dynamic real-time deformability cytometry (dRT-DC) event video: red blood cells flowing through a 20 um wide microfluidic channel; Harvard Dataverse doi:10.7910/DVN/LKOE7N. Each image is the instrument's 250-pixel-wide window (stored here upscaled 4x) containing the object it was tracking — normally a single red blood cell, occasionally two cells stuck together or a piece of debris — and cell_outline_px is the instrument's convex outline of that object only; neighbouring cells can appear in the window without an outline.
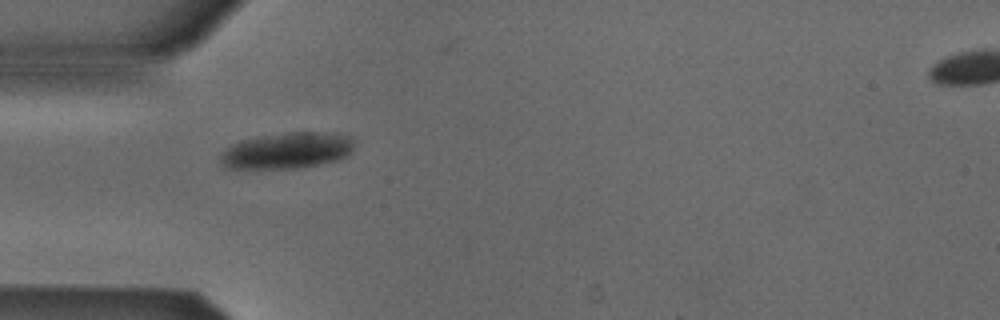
{"species": "Egyptian fruit bat (a non-hibernating species)", "species_latin": "Rousettus aegyptiacus", "temperature_condition": "cold", "stored_images_in_passage": 28, "camera_frame_rate_fps": 3000, "um_per_image_px": 0.085, "animal": {"sex": "male"}, "frame": {"image": 1, "passage_image": 1, "time_ms": 0.0, "image_size_px": [1000, 320], "cell_outline_px": [[352, 152], [348, 156], [336, 160], [320, 164], [296, 168], [224, 168], [220, 164], [220, 152], [224, 148], [232, 144], [244, 140], [260, 136], [288, 132], [336, 132], [348, 136], [352, 140]], "centroid_in_image_um": [24.38, 12.79], "position_along_channel_um": 60.6, "area_um2": 28.32}}
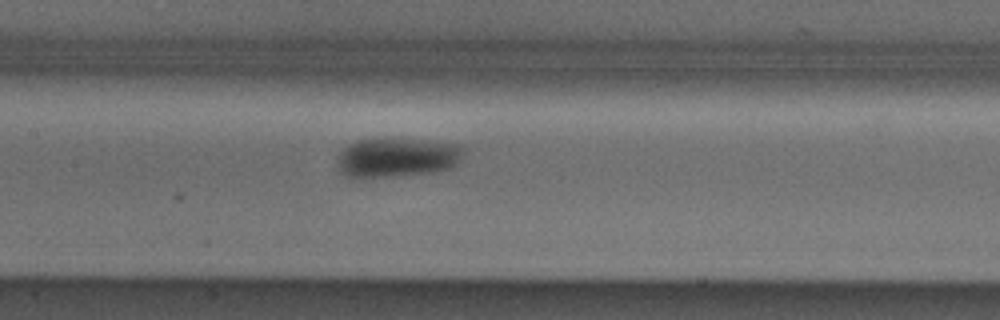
{"frame": {"image": 2, "passage_image": 10, "time_ms": 3.0, "image_size_px": [1000, 320], "cell_outline_px": [[464, 148], [460, 160], [456, 164], [448, 168], [428, 172], [396, 176], [344, 176], [340, 172], [336, 164], [336, 160], [340, 152], [348, 144], [356, 140], [424, 140], [464, 144]], "centroid_in_image_um": [33.74, 13.37], "position_along_channel_um": 173.7, "area_um2": 28.44}}
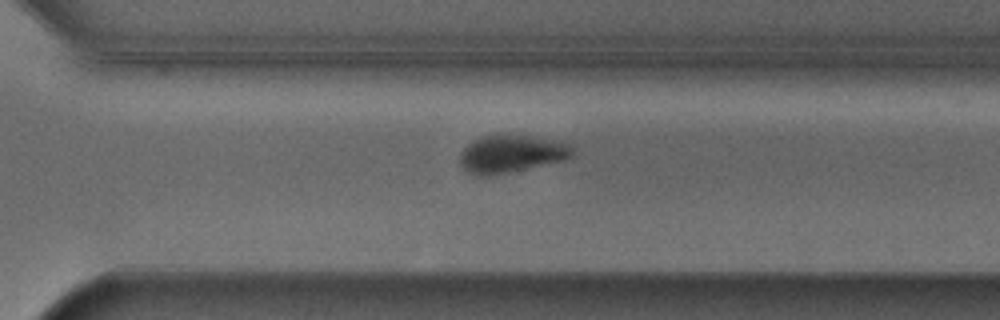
{"frame": {"image": 3, "passage_image": 22, "time_ms": 7.0, "image_size_px": [1000, 320], "cell_outline_px": [[572, 156], [564, 160], [508, 172], [488, 176], [480, 176], [468, 172], [460, 164], [460, 156], [464, 148], [472, 140], [480, 136], [500, 132], [508, 132], [532, 136], [572, 144]], "centroid_in_image_um": [43.43, 13.02], "position_along_channel_um": 327.2, "area_um2": 25.03}}